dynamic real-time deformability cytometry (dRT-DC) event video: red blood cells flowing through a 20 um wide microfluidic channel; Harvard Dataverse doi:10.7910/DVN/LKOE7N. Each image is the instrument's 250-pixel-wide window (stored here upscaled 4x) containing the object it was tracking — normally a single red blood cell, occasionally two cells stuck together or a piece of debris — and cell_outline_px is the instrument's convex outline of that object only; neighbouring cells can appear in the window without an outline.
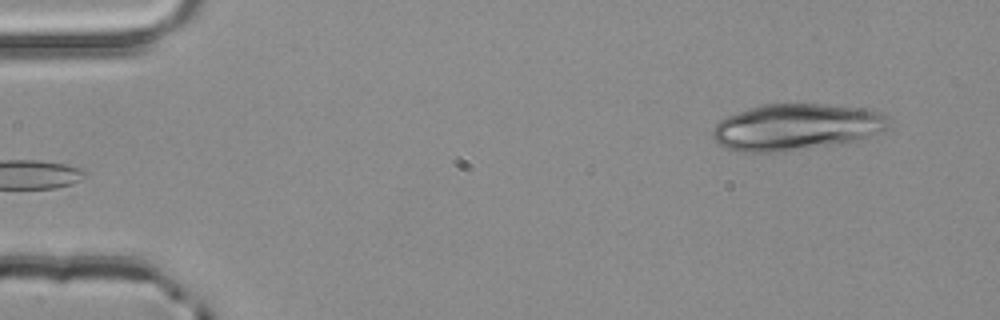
{"species": "common noctule bat (a hibernating species)", "species_latin": "Nyctalus noctula", "temperature_condition": "room temperature", "stored_images_in_passage": 2, "segment_of_instrument_passage": [2, 2], "camera_frame_rate_fps": 3000, "um_per_image_px": 0.085, "animal": {"sex": "male", "body_mass_g": 20.4}, "frame": {"image": 1, "passage_image": 2, "time_ms": 0.333, "image_size_px": [1000, 320], "cell_outline_px": [[892, 128], [884, 132], [860, 140], [840, 144], [780, 152], [736, 152], [720, 144], [712, 136], [712, 128], [720, 120], [728, 116], [748, 108], [760, 104], [824, 104], [868, 108], [884, 112], [892, 120]], "centroid_in_image_um": [67.8, 10.79], "position_along_channel_um": 17.2, "area_um2": 48.73}}